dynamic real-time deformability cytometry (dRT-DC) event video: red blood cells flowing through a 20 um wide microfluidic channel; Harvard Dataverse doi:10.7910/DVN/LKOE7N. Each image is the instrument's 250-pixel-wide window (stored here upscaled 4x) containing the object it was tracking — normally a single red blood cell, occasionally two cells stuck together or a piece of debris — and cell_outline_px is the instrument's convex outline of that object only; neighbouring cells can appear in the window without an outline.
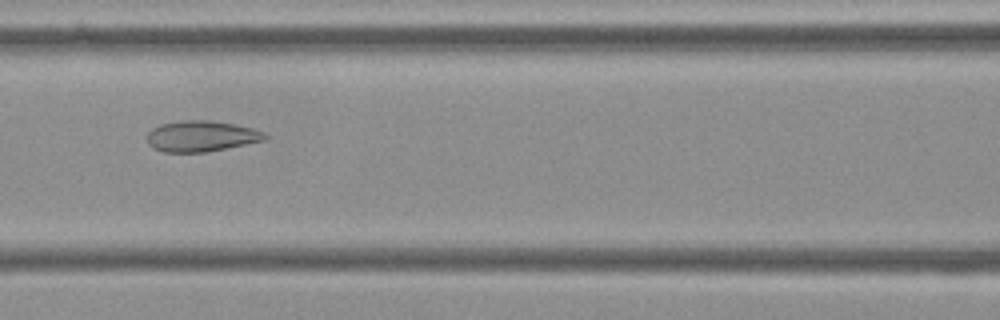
{"species": "Egyptian fruit bat (a non-hibernating species)", "species_latin": "Rousettus aegyptiacus", "temperature_condition": "cold", "stored_images_in_passage": 55, "camera_frame_rate_fps": 3000, "um_per_image_px": 0.085, "frame": {"image": 1, "passage_image": 24, "time_ms": 7.667, "image_size_px": [1000, 320], "cell_outline_px": [[268, 140], [204, 152], [164, 152], [152, 148], [148, 144], [148, 132], [152, 128], [160, 124], [180, 120], [208, 120], [232, 124], [252, 128], [264, 132], [268, 136]], "centroid_in_image_um": [17.1, 11.57], "position_along_channel_um": 149.5, "area_um2": 21.21}}
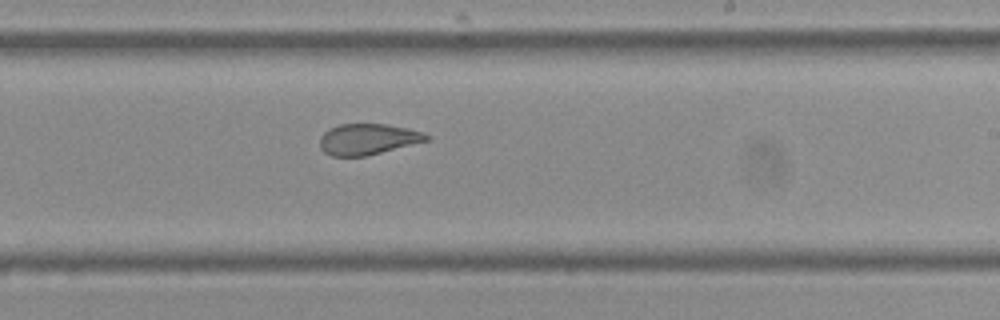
{"frame": {"image": 2, "passage_image": 33, "time_ms": 10.667, "image_size_px": [1000, 320], "cell_outline_px": [[432, 140], [364, 156], [332, 156], [324, 152], [320, 148], [320, 136], [328, 128], [340, 124], [384, 124], [408, 128], [424, 132], [432, 136]], "centroid_in_image_um": [31.3, 11.82], "position_along_channel_um": 257.7, "area_um2": 19.42}}
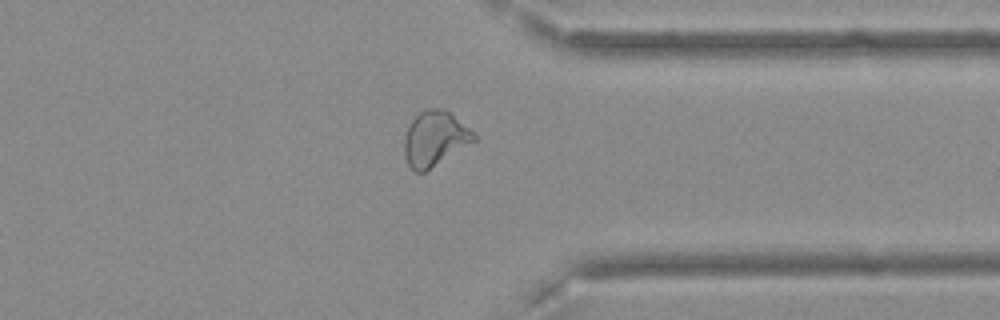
{"frame": {"image": 3, "passage_image": 43, "time_ms": 14.0, "image_size_px": [1000, 320], "cell_outline_px": [[476, 140], [424, 172], [416, 172], [408, 164], [404, 152], [404, 136], [412, 120], [424, 108], [444, 108], [468, 128], [476, 136]], "centroid_in_image_um": [36.93, 11.77], "position_along_channel_um": 374.5, "area_um2": 21.85}, "authors_computed_cell_mechanics": {"area_um2": 23.5246, "velocity_mm_per_s": 3.6148, "shape_relaxation_time_tau1_ms": null, "shape_relaxation_time_tau2_ms": 1.3932, "deformation_change_tau1": null, "deformation_change_tau2": 0.0826}}